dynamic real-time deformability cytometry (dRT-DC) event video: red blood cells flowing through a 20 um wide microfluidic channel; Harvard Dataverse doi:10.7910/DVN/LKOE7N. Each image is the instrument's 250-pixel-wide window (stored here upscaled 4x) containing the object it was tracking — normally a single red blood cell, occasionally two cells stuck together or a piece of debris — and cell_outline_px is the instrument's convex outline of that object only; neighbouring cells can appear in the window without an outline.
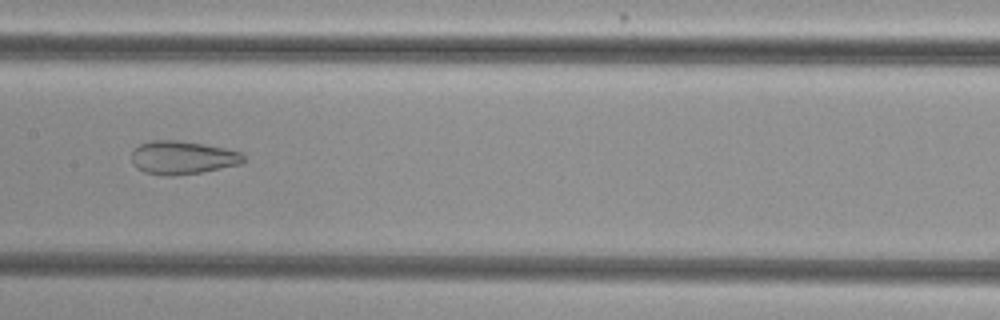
{"species": "common noctule bat (a hibernating species)", "species_latin": "Nyctalus noctula", "temperature_condition": "cold", "stored_images_in_passage": 52, "camera_frame_rate_fps": 3000, "um_per_image_px": 0.085, "animal": {"sex": "female", "body_mass_g": 29.2, "forearm_length_mm": 56.3}, "frame": {"image": 1, "passage_image": 26, "time_ms": 8.333, "image_size_px": [1000, 320], "cell_outline_px": [[244, 160], [240, 164], [200, 172], [176, 176], [164, 176], [144, 172], [136, 168], [132, 164], [132, 152], [140, 144], [152, 140], [176, 140], [204, 144], [224, 148], [240, 152], [244, 156]], "centroid_in_image_um": [15.47, 13.4], "position_along_channel_um": 191.9, "area_um2": 21.68}}
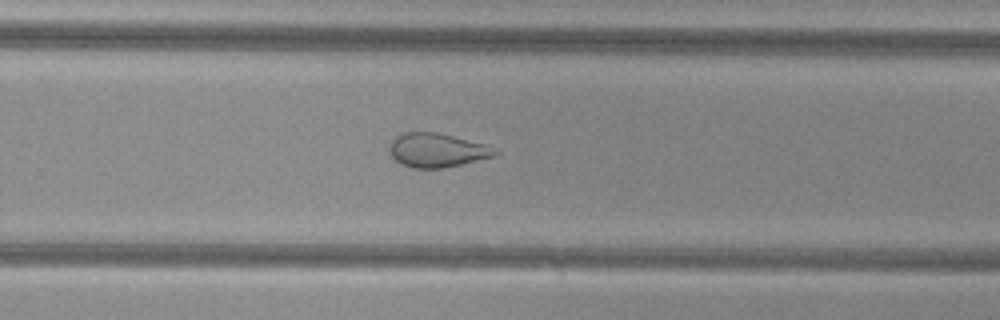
{"frame": {"image": 2, "passage_image": 34, "time_ms": 11.0, "image_size_px": [1000, 320], "cell_outline_px": [[500, 152], [492, 156], [444, 168], [412, 168], [400, 164], [388, 152], [388, 148], [392, 140], [396, 136], [404, 132], [436, 132], [488, 144]], "centroid_in_image_um": [37.11, 12.76], "position_along_channel_um": 292.7, "area_um2": 20.92}}
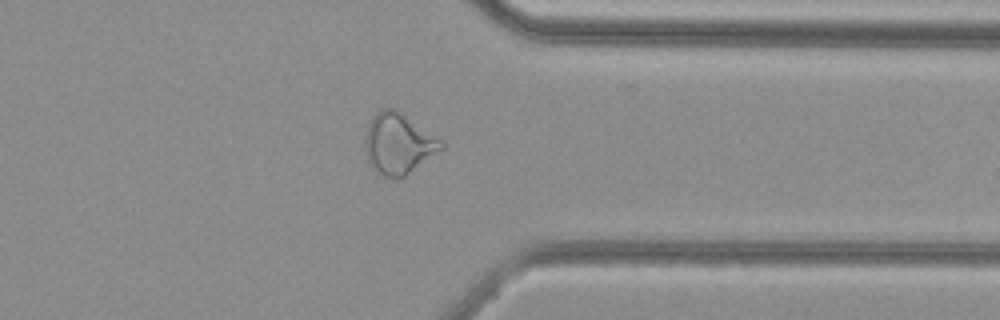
{"frame": {"image": 3, "passage_image": 41, "time_ms": 13.333, "image_size_px": [1000, 320], "cell_outline_px": [[444, 148], [404, 176], [384, 176], [376, 172], [372, 168], [368, 160], [364, 148], [364, 140], [368, 124], [372, 116], [376, 112], [384, 108], [396, 108], [440, 140], [444, 144]], "centroid_in_image_um": [33.82, 12.19], "position_along_channel_um": 377.6, "area_um2": 26.59}, "authors_computed_cell_mechanics": {"area_um2": 28.611, "velocity_mm_per_s": 3.787, "shape_relaxation_time_tau1_ms": null, "shape_relaxation_time_tau2_ms": 2.0196, "deformation_change_tau1": null, "deformation_change_tau2": 0.0982}}